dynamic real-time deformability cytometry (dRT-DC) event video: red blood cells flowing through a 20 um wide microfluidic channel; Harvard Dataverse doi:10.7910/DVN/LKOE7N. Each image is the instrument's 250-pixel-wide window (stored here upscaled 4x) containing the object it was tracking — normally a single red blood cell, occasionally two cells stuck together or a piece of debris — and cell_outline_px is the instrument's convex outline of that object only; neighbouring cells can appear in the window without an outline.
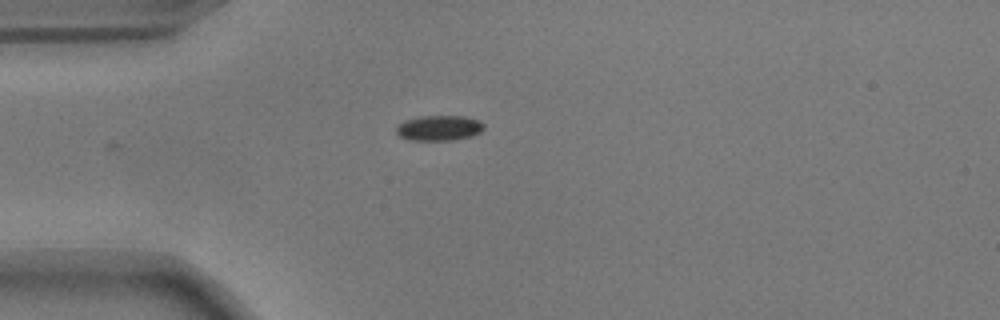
{"species": "common noctule bat (a hibernating species)", "species_latin": "Nyctalus noctula", "temperature_condition": "warm", "stored_images_in_passage": 26, "camera_frame_rate_fps": 3000, "um_per_image_px": 0.085, "animal": {"sex": "male", "body_mass_g": 17.9}, "frame": {"image": 1, "passage_image": 1, "time_ms": 0.0, "image_size_px": [1000, 320], "cell_outline_px": [[484, 128], [480, 132], [472, 136], [452, 140], [412, 140], [400, 136], [396, 132], [396, 128], [404, 120], [420, 116], [464, 116], [480, 120], [484, 124]], "centroid_in_image_um": [37.35, 10.87], "position_along_channel_um": 47.7, "area_um2": 12.89}}
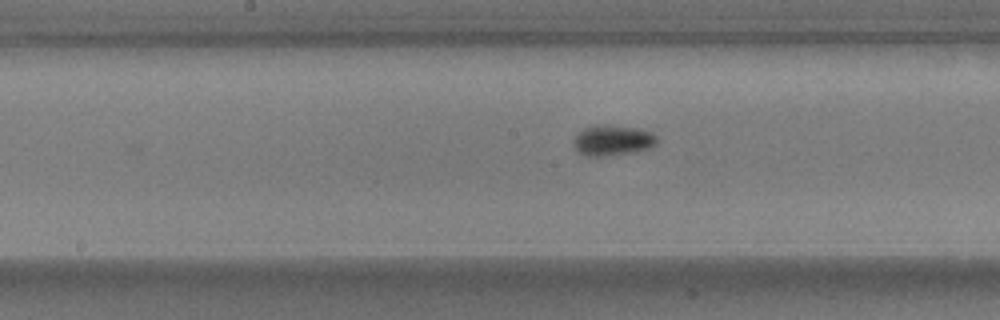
{"frame": {"image": 2, "passage_image": 14, "time_ms": 4.333, "image_size_px": [1000, 320], "cell_outline_px": [[656, 144], [652, 148], [632, 152], [604, 156], [588, 156], [580, 152], [572, 144], [576, 136], [584, 128], [592, 124], [604, 124], [640, 128], [652, 132], [656, 136]], "centroid_in_image_um": [52.09, 11.9], "position_along_channel_um": 196.1, "area_um2": 14.91}}
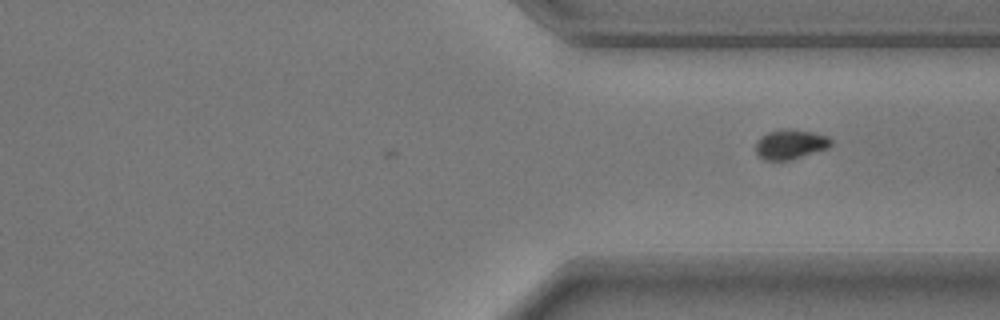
{"frame": {"image": 3, "passage_image": 26, "time_ms": 8.333, "image_size_px": [1000, 320], "cell_outline_px": [[832, 144], [828, 148], [788, 160], [764, 160], [756, 152], [756, 140], [760, 136], [768, 132], [788, 128], [812, 132], [828, 136], [832, 140]], "centroid_in_image_um": [67.17, 12.25], "position_along_channel_um": 344.2, "area_um2": 12.95}}